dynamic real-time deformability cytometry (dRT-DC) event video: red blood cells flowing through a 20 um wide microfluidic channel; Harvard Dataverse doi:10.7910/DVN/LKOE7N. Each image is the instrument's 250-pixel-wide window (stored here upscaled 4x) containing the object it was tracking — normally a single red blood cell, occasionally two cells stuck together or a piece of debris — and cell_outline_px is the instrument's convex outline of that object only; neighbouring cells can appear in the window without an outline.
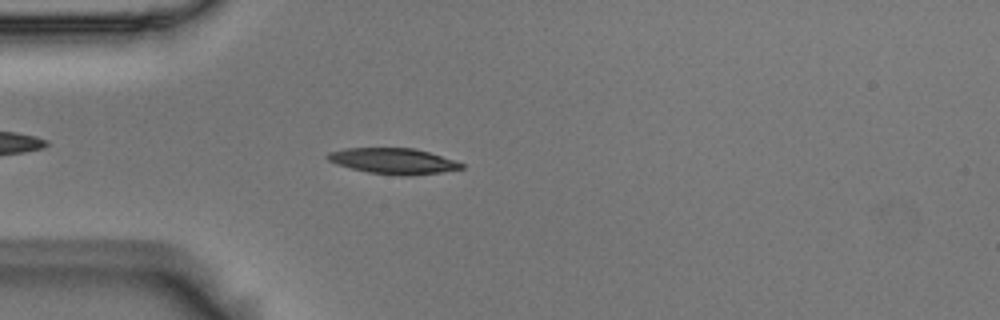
{"species": "Egyptian fruit bat (a non-hibernating species)", "species_latin": "Rousettus aegyptiacus", "temperature_condition": "room temperature", "stored_images_in_passage": 53, "camera_frame_rate_fps": 3000, "um_per_image_px": 0.085, "animal": {"sex": "male"}, "frame": {"image": 1, "passage_image": 14, "time_ms": 4.333, "image_size_px": [1000, 320], "cell_outline_px": [[464, 168], [440, 172], [408, 176], [400, 176], [368, 172], [336, 164], [328, 160], [324, 156], [328, 152], [344, 148], [416, 148], [464, 164]], "centroid_in_image_um": [33.38, 13.68], "position_along_channel_um": 51.6, "area_um2": 20.0}}
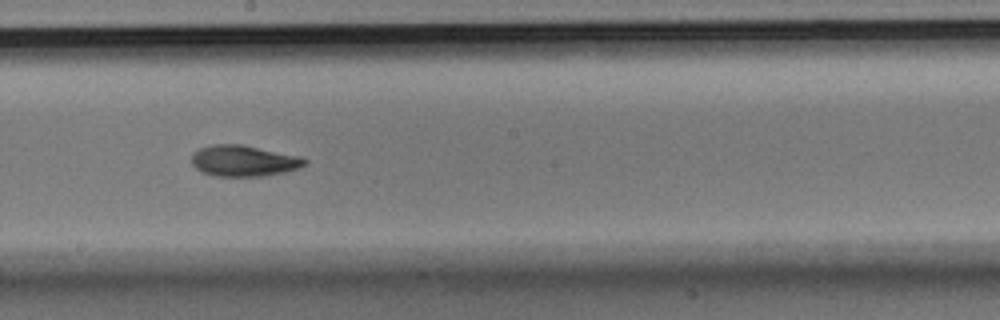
{"frame": {"image": 2, "passage_image": 29, "time_ms": 9.333, "image_size_px": [1000, 320], "cell_outline_px": [[308, 164], [300, 168], [284, 172], [264, 176], [216, 176], [204, 172], [196, 168], [192, 164], [192, 152], [200, 148], [212, 144], [240, 144], [304, 156], [308, 160]], "centroid_in_image_um": [20.78, 13.66], "position_along_channel_um": 227.4, "area_um2": 20.75}}
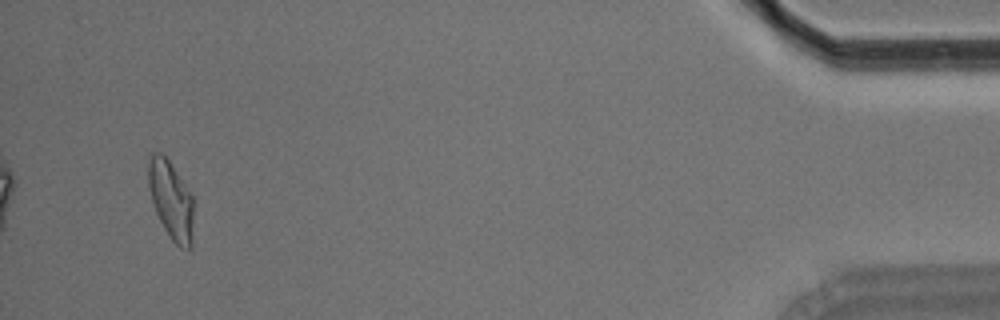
{"frame": {"image": 3, "passage_image": 51, "time_ms": 16.667, "image_size_px": [1000, 320], "cell_outline_px": [[192, 248], [180, 248], [172, 240], [164, 228], [156, 212], [152, 200], [148, 184], [148, 160], [152, 152], [164, 152], [192, 196]], "centroid_in_image_um": [14.52, 16.96], "position_along_channel_um": 420.7, "area_um2": 20.46}, "authors_computed_cell_mechanics": {"area_um2": 19.9988, "velocity_mm_per_s": 3.688, "shape_relaxation_time_tau1_ms": null, "shape_relaxation_time_tau2_ms": 4.2804, "deformation_change_tau1": null, "deformation_change_tau2": 0.107}}